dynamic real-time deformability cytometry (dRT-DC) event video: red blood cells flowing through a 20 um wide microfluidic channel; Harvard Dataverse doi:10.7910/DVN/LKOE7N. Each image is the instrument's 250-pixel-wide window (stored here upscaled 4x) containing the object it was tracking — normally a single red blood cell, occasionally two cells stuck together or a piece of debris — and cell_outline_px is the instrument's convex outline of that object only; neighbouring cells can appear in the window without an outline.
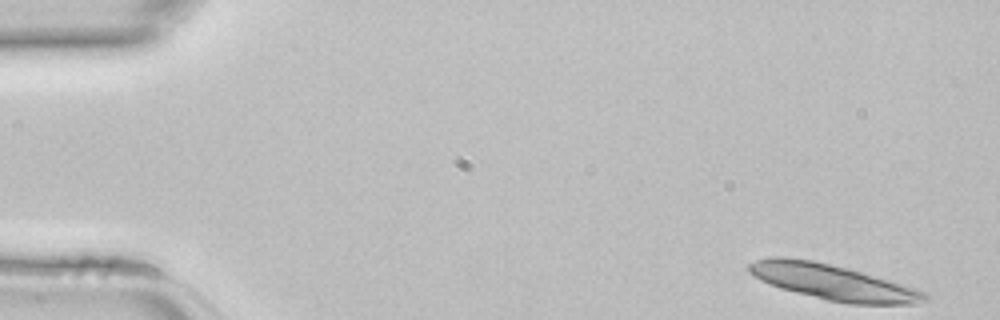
{"species": "common noctule bat (a hibernating species)", "species_latin": "Nyctalus noctula", "temperature_condition": "room temperature", "stored_images_in_passage": 10, "camera_frame_rate_fps": 3000, "um_per_image_px": 0.085, "animal": {"sex": "female", "body_mass_g": 22.7, "forearm_length_mm": 54.2}, "frame": {"image": 1, "passage_image": 1, "time_ms": 0.0, "image_size_px": [1000, 320], "cell_outline_px": [[928, 300], [916, 304], [848, 304], [828, 300], [780, 288], [768, 284], [760, 280], [748, 272], [748, 264], [756, 260], [772, 256], [784, 256], [812, 260], [848, 268], [864, 272], [904, 284], [916, 288], [924, 292], [928, 296]], "centroid_in_image_um": [70.79, 23.98], "position_along_channel_um": 14.2, "area_um2": 36.53}}